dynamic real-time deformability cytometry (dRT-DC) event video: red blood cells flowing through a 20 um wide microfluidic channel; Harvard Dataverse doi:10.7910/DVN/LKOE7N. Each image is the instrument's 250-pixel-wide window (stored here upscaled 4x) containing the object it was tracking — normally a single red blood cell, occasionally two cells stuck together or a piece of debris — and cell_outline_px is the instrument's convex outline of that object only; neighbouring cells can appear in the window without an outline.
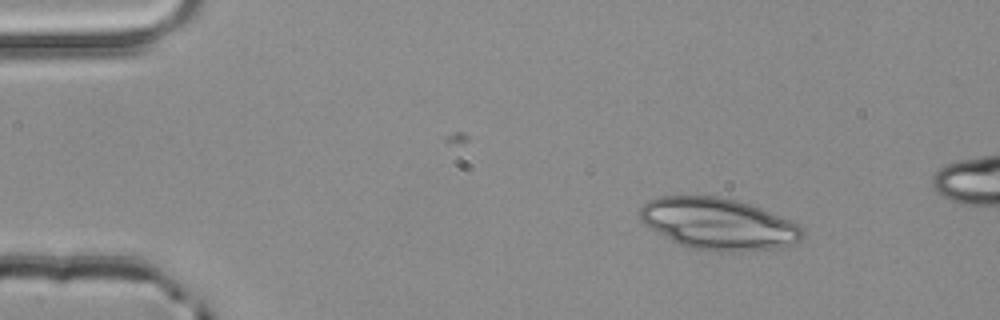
{"species": "common noctule bat (a hibernating species)", "species_latin": "Nyctalus noctula", "temperature_condition": "room temperature", "stored_images_in_passage": 3, "camera_frame_rate_fps": 3000, "um_per_image_px": 0.085, "animal": {"sex": "male", "body_mass_g": 20.4}, "frame": {"image": 1, "passage_image": 1, "time_ms": 0.0, "image_size_px": [1000, 320], "cell_outline_px": [[804, 236], [800, 240], [780, 248], [740, 252], [720, 252], [688, 248], [664, 236], [644, 224], [640, 220], [640, 208], [648, 200], [660, 196], [720, 196], [752, 204], [788, 220], [804, 228]], "centroid_in_image_um": [61.06, 19.04], "position_along_channel_um": 23.9, "area_um2": 49.01}}